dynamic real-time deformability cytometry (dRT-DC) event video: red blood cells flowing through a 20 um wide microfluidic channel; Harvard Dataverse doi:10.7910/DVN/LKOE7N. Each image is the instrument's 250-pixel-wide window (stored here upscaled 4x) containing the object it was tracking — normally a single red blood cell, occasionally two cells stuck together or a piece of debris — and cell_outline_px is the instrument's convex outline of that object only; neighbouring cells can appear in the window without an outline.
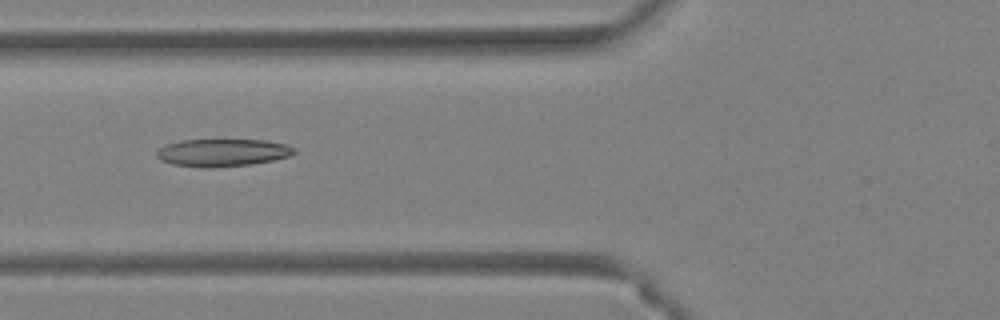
{"species": "Egyptian fruit bat (a non-hibernating species)", "species_latin": "Rousettus aegyptiacus", "temperature_condition": "warm", "stored_images_in_passage": 39, "camera_frame_rate_fps": 3000, "um_per_image_px": 0.085, "animal": {"sex": "female"}, "frame": {"image": 1, "passage_image": 10, "time_ms": 3.0, "image_size_px": [1000, 320], "cell_outline_px": [[296, 152], [288, 156], [272, 160], [252, 164], [212, 168], [204, 168], [172, 164], [160, 160], [156, 156], [156, 152], [164, 144], [180, 140], [264, 140], [288, 144], [296, 148]], "centroid_in_image_um": [18.89, 12.97], "position_along_channel_um": 106.9, "area_um2": 22.25}}
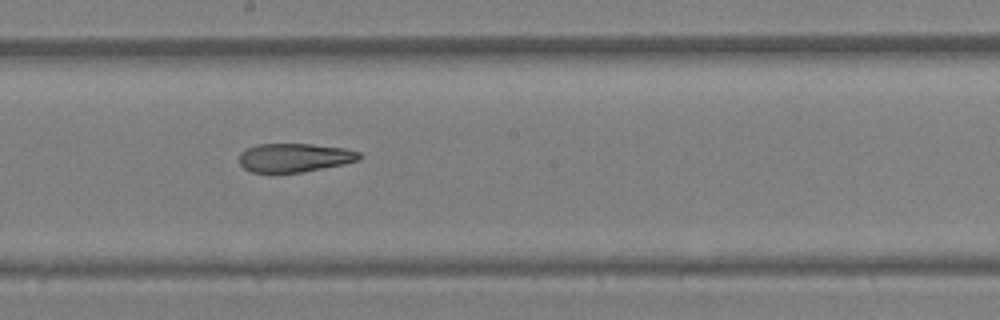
{"frame": {"image": 2, "passage_image": 18, "time_ms": 5.667, "image_size_px": [1000, 320], "cell_outline_px": [[364, 156], [360, 160], [344, 164], [300, 172], [252, 172], [244, 168], [240, 164], [240, 152], [256, 144], [312, 144], [344, 148], [360, 152]], "centroid_in_image_um": [25.07, 13.39], "position_along_channel_um": 223.1, "area_um2": 20.06}}
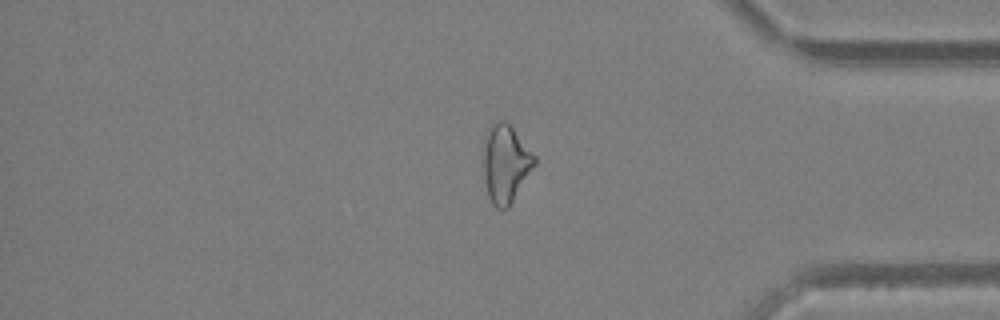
{"frame": {"image": 3, "passage_image": 31, "time_ms": 10.0, "image_size_px": [1000, 320], "cell_outline_px": [[536, 164], [508, 208], [496, 208], [492, 204], [488, 196], [484, 180], [484, 140], [488, 128], [492, 120], [504, 120], [512, 128], [536, 156]], "centroid_in_image_um": [42.96, 13.9], "position_along_channel_um": 392.2, "area_um2": 23.18}, "authors_computed_cell_mechanics": {"area_um2": 22.8888, "velocity_mm_per_s": 4.3715, "shape_relaxation_time_tau1_ms": null, "shape_relaxation_time_tau2_ms": 3.6248, "deformation_change_tau1": null, "deformation_change_tau2": 0.1354}}